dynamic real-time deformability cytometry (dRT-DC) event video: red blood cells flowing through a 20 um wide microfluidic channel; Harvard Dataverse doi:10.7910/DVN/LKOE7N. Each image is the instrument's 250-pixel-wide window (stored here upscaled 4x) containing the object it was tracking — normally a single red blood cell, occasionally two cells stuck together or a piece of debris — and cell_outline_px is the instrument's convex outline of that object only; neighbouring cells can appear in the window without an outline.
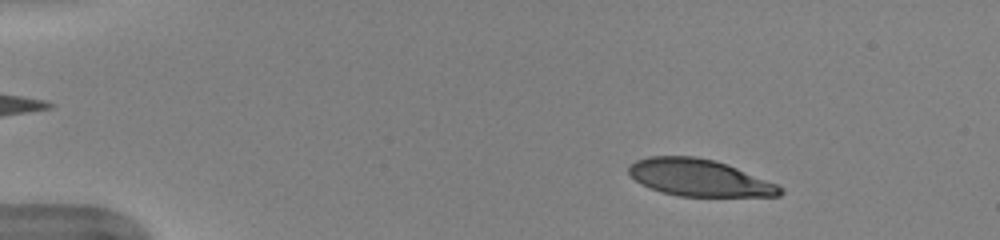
{"species": "human", "species_latin": "Homo sapiens", "temperature_condition": "warm", "stored_images_in_passage": 50, "camera_frame_rate_fps": 3000, "um_per_image_px": 0.085, "donor": {"sex": "female"}, "frame": {"image": 1, "passage_image": 7, "time_ms": 2.0, "image_size_px": [1000, 240], "cell_outline_px": [[784, 192], [780, 196], [680, 196], [660, 192], [648, 188], [636, 180], [628, 172], [628, 168], [636, 160], [648, 156], [696, 156], [716, 160], [776, 184], [784, 188]], "centroid_in_image_um": [59.42, 15.11], "position_along_channel_um": 25.6, "area_um2": 32.43}}
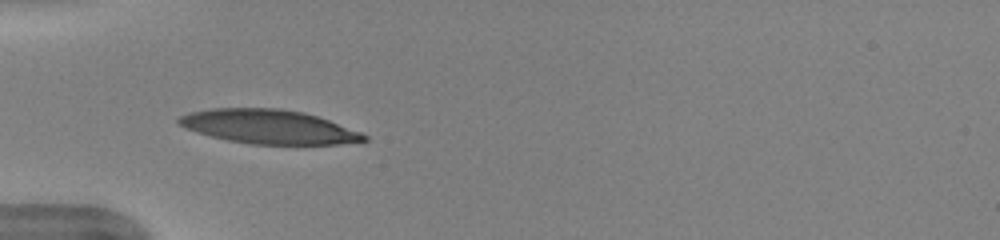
{"frame": {"image": 2, "passage_image": 16, "time_ms": 5.0, "image_size_px": [1000, 240], "cell_outline_px": [[368, 140], [340, 144], [252, 144], [228, 140], [196, 132], [176, 124], [176, 120], [180, 116], [192, 112], [212, 108], [280, 108], [304, 112], [328, 120], [360, 132], [368, 136]], "centroid_in_image_um": [22.82, 10.77], "position_along_channel_um": 62.2, "area_um2": 36.53}}
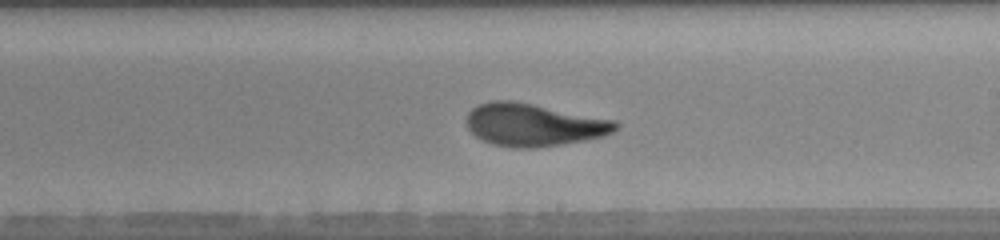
{"frame": {"image": 3, "passage_image": 30, "time_ms": 9.667, "image_size_px": [1000, 240], "cell_outline_px": [[620, 124], [612, 132], [604, 136], [584, 140], [560, 144], [532, 148], [512, 148], [492, 144], [476, 136], [468, 128], [464, 120], [468, 112], [476, 104], [492, 100], [512, 100], [616, 120]], "centroid_in_image_um": [45.32, 10.6], "position_along_channel_um": 243.7, "area_um2": 37.11}, "authors_computed_cell_mechanics": {"area_um2": 35.836, "velocity_mm_per_s": 3.9861, "shape_relaxation_time_tau1_ms": 3.6151, "shape_relaxation_time_tau2_ms": 0.9343, "deformation_change_tau1": 0.1958, "deformation_change_tau2": 0.0846}}